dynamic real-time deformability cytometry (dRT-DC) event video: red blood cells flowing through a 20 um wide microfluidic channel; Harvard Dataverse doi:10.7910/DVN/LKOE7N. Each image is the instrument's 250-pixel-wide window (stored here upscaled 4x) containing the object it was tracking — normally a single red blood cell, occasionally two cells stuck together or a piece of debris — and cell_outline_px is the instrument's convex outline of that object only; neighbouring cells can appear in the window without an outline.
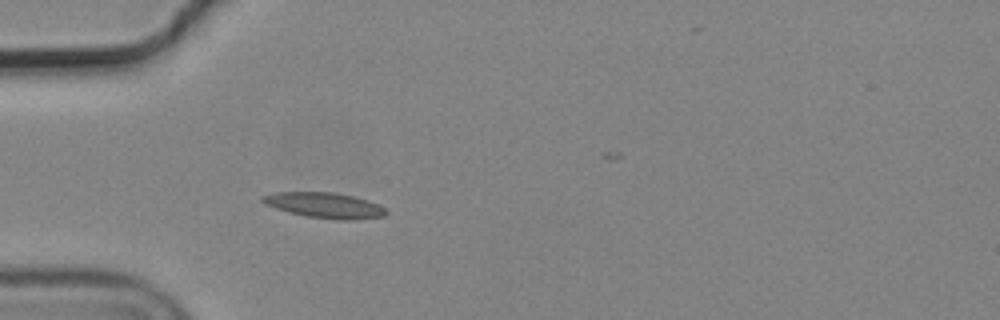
{"species": "common noctule bat (a hibernating species)", "species_latin": "Nyctalus noctula", "temperature_condition": "cold", "stored_images_in_passage": 2, "camera_frame_rate_fps": 3000, "um_per_image_px": 0.085, "animal": {"sex": "male", "body_mass_g": 19.2, "forearm_length_mm": 51.8}, "frame": {"image": 1, "passage_image": 2, "time_ms": 0.333, "image_size_px": [1000, 320], "cell_outline_px": [[388, 212], [384, 216], [352, 220], [344, 220], [308, 216], [288, 212], [264, 204], [260, 200], [260, 196], [276, 192], [332, 192], [352, 196], [368, 200], [384, 208]], "centroid_in_image_um": [27.55, 17.44], "position_along_channel_um": 57.4, "area_um2": 18.15}}